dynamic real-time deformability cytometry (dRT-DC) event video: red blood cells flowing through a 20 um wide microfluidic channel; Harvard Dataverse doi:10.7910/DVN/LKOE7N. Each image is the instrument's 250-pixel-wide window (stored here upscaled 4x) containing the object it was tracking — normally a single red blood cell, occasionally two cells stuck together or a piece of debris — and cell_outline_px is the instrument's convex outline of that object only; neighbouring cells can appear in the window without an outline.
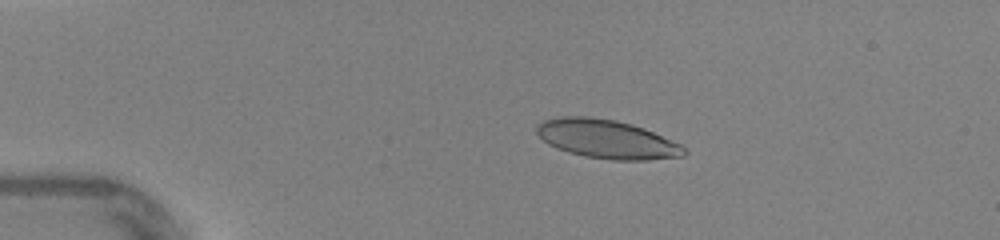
{"species": "human", "species_latin": "Homo sapiens", "temperature_condition": "warm", "stored_images_in_passage": 47, "camera_frame_rate_fps": 3000, "um_per_image_px": 0.085, "donor": {"sex": "female"}, "frame": {"image": 1, "passage_image": 10, "time_ms": 3.0, "image_size_px": [1000, 240], "cell_outline_px": [[688, 152], [684, 156], [648, 160], [612, 160], [584, 156], [568, 152], [556, 148], [548, 144], [536, 132], [536, 124], [544, 120], [560, 116], [588, 116], [616, 120], [632, 124], [644, 128], [680, 144]], "centroid_in_image_um": [51.56, 11.82], "position_along_channel_um": 33.4, "area_um2": 33.35}}
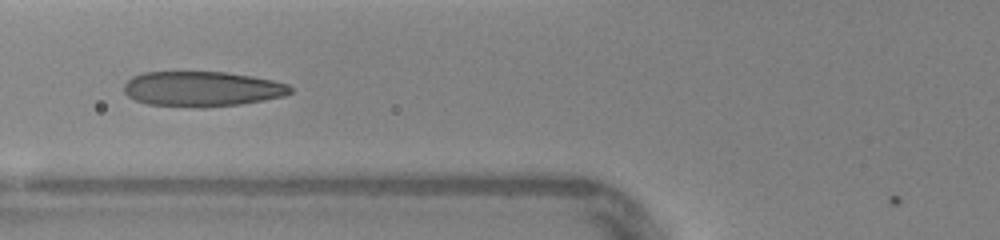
{"frame": {"image": 2, "passage_image": 19, "time_ms": 6.0, "image_size_px": [1000, 240], "cell_outline_px": [[292, 92], [284, 96], [264, 100], [240, 104], [148, 104], [136, 100], [128, 96], [124, 92], [124, 84], [132, 76], [144, 72], [224, 72], [252, 76], [272, 80], [288, 84], [292, 88]], "centroid_in_image_um": [17.19, 7.5], "position_along_channel_um": 108.6, "area_um2": 32.77}}
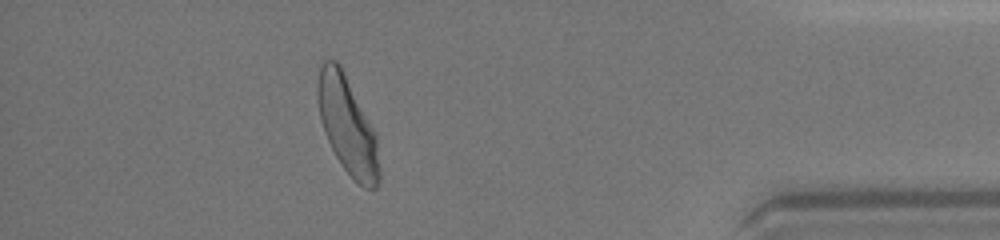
{"frame": {"image": 3, "passage_image": 42, "time_ms": 13.667, "image_size_px": [1000, 240], "cell_outline_px": [[380, 180], [376, 188], [364, 188], [352, 180], [340, 164], [324, 132], [320, 120], [316, 96], [316, 88], [320, 64], [324, 60], [336, 60], [340, 64], [376, 136], [380, 168]], "centroid_in_image_um": [29.5, 10.69], "position_along_channel_um": 405.7, "area_um2": 34.97}, "authors_computed_cell_mechanics": {"area_um2": 33.5818, "velocity_mm_per_s": 4.3671, "shape_relaxation_time_tau1_ms": 3.8317, "shape_relaxation_time_tau2_ms": 0.7562, "deformation_change_tau1": 0.1886, "deformation_change_tau2": 0.0764}}